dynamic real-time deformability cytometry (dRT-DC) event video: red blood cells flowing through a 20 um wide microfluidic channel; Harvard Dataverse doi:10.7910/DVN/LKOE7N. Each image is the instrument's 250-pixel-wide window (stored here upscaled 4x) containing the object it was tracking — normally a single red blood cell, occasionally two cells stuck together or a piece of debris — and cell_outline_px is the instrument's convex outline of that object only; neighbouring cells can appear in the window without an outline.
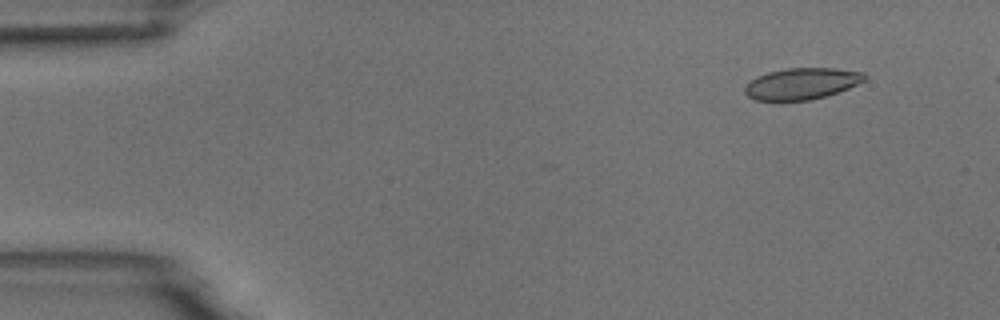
{"species": "common noctule bat (a hibernating species)", "species_latin": "Nyctalus noctula", "temperature_condition": "room temperature", "stored_images_in_passage": 51, "camera_frame_rate_fps": 3000, "um_per_image_px": 0.085, "animal": {"sex": "male", "body_mass_g": 18.8}, "frame": {"image": 1, "passage_image": 5, "time_ms": 1.333, "image_size_px": [1000, 320], "cell_outline_px": [[868, 76], [864, 80], [848, 88], [824, 96], [808, 100], [780, 104], [756, 100], [748, 96], [744, 92], [744, 88], [756, 76], [768, 72], [788, 68], [836, 68], [864, 72]], "centroid_in_image_um": [68.09, 7.15], "position_along_channel_um": 16.9, "area_um2": 22.43}}
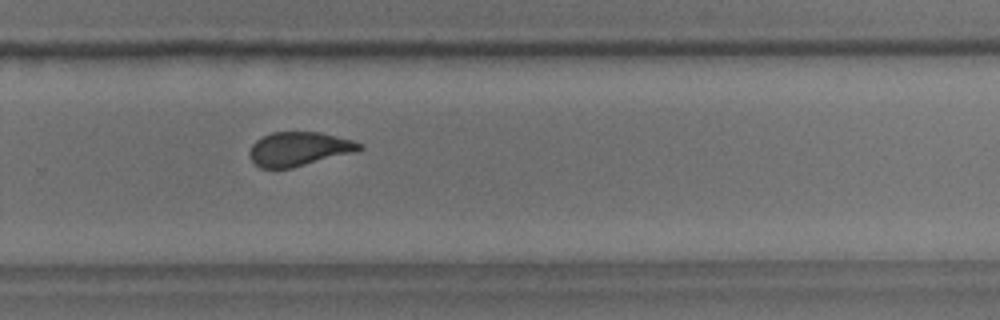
{"frame": {"image": 2, "passage_image": 36, "time_ms": 11.667, "image_size_px": [1000, 320], "cell_outline_px": [[364, 148], [356, 152], [292, 168], [260, 168], [252, 160], [248, 152], [252, 144], [256, 140], [272, 132], [320, 132], [352, 140], [364, 144]], "centroid_in_image_um": [25.44, 12.66], "position_along_channel_um": 304.4, "area_um2": 21.85}}
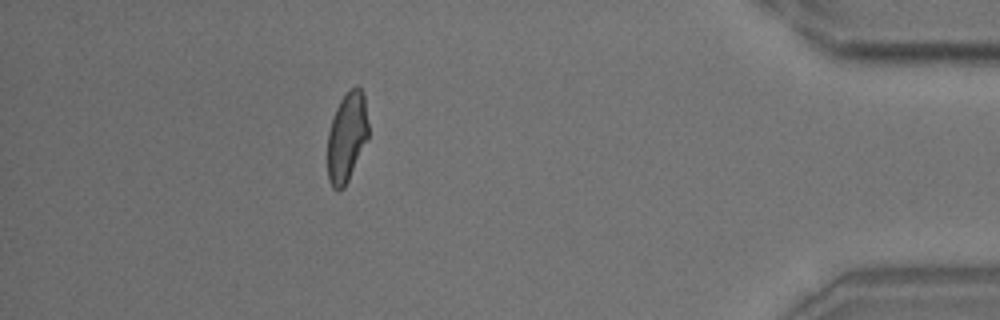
{"frame": {"image": 3, "passage_image": 48, "time_ms": 15.667, "image_size_px": [1000, 320], "cell_outline_px": [[368, 140], [344, 188], [340, 192], [336, 192], [332, 188], [328, 180], [328, 132], [336, 108], [340, 100], [348, 88], [356, 84], [364, 92], [368, 124]], "centroid_in_image_um": [29.49, 11.64], "position_along_channel_um": 405.7, "area_um2": 21.73}}